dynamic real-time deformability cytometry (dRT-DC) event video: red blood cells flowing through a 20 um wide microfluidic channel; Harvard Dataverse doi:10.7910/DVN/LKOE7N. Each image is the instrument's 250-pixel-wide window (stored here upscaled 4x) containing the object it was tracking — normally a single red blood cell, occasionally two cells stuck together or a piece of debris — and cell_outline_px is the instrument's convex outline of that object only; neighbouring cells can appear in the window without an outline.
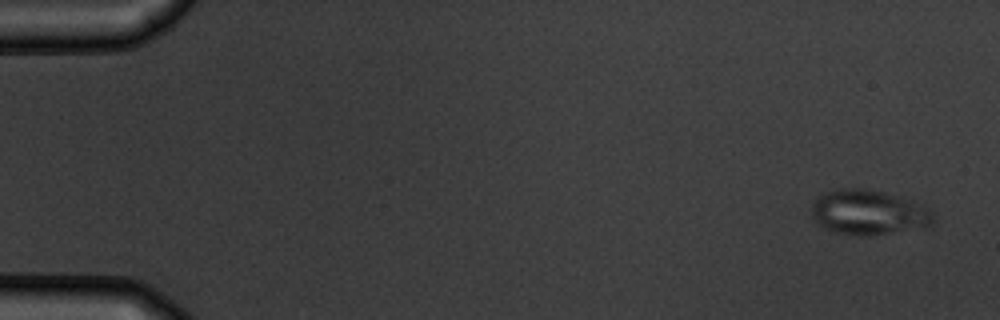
{"species": "common noctule bat (a hibernating species)", "species_latin": "Nyctalus noctula", "temperature_condition": "warm", "stored_images_in_passage": 5, "camera_frame_rate_fps": 3000, "um_per_image_px": 0.085, "animal": {"sex": "male", "body_mass_g": 19.5, "forearm_length_mm": 54.6}, "frame": {"image": 1, "passage_image": 1, "time_ms": 0.0, "image_size_px": [1000, 320], "cell_outline_px": [[932, 224], [924, 228], [872, 236], [860, 236], [836, 232], [820, 224], [812, 216], [812, 204], [816, 196], [824, 192], [840, 188], [864, 188], [884, 192], [900, 196], [928, 208], [932, 212]], "centroid_in_image_um": [73.83, 18.05], "position_along_channel_um": 11.2, "area_um2": 31.96}}